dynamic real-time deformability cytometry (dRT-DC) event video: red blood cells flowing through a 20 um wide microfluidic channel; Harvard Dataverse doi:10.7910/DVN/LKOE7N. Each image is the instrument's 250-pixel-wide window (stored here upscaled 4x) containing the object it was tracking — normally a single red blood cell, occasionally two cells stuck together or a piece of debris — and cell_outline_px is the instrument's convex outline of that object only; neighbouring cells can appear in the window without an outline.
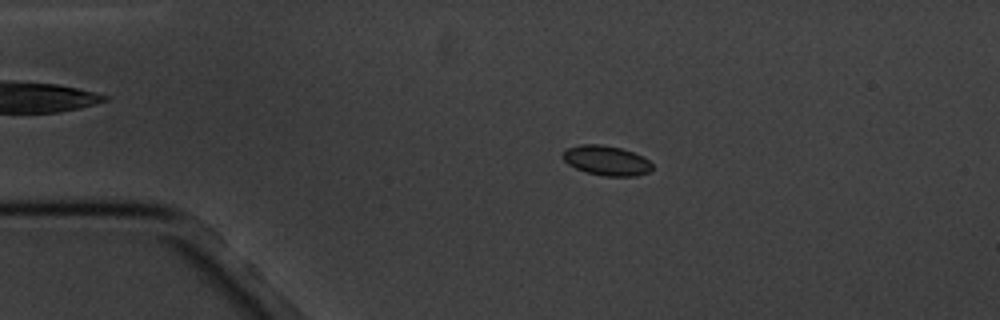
{"species": "common noctule bat (a hibernating species)", "species_latin": "Nyctalus noctula", "temperature_condition": "cold", "stored_images_in_passage": 11, "camera_frame_rate_fps": 3000, "um_per_image_px": 0.085, "animal": {"sex": "male", "body_mass_g": 20.1, "forearm_length_mm": 53.5}, "frame": {"image": 1, "passage_image": 3, "time_ms": 2.333, "image_size_px": [1000, 320], "cell_outline_px": [[652, 168], [648, 172], [636, 176], [604, 176], [584, 172], [568, 164], [560, 156], [568, 148], [580, 144], [600, 144], [620, 148], [632, 152], [648, 160], [652, 164]], "centroid_in_image_um": [51.51, 13.65], "position_along_channel_um": 33.5, "area_um2": 15.43}}
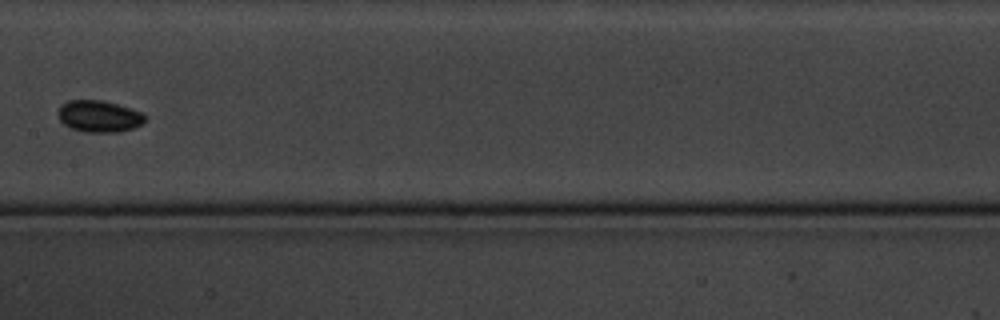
{"frame": {"image": 2, "passage_image": 8, "time_ms": 8.333, "image_size_px": [1000, 320], "cell_outline_px": [[144, 124], [120, 132], [84, 132], [68, 128], [60, 120], [56, 112], [60, 104], [68, 100], [104, 100], [132, 108], [140, 112], [144, 116]], "centroid_in_image_um": [8.37, 9.88], "position_along_channel_um": 199.0, "area_um2": 16.36}}
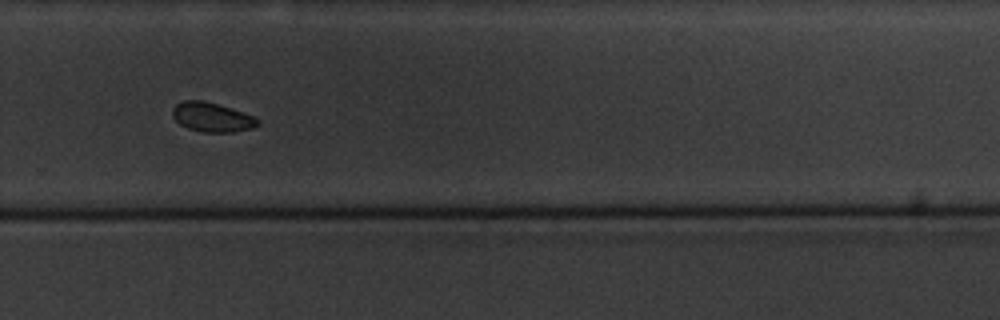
{"frame": {"image": 3, "passage_image": 11, "time_ms": 11.667, "image_size_px": [1000, 320], "cell_outline_px": [[260, 124], [252, 128], [232, 132], [204, 132], [188, 128], [180, 124], [172, 116], [172, 108], [176, 104], [184, 100], [204, 100], [244, 112], [260, 120]], "centroid_in_image_um": [18.01, 9.95], "position_along_channel_um": 311.8, "area_um2": 14.57}}